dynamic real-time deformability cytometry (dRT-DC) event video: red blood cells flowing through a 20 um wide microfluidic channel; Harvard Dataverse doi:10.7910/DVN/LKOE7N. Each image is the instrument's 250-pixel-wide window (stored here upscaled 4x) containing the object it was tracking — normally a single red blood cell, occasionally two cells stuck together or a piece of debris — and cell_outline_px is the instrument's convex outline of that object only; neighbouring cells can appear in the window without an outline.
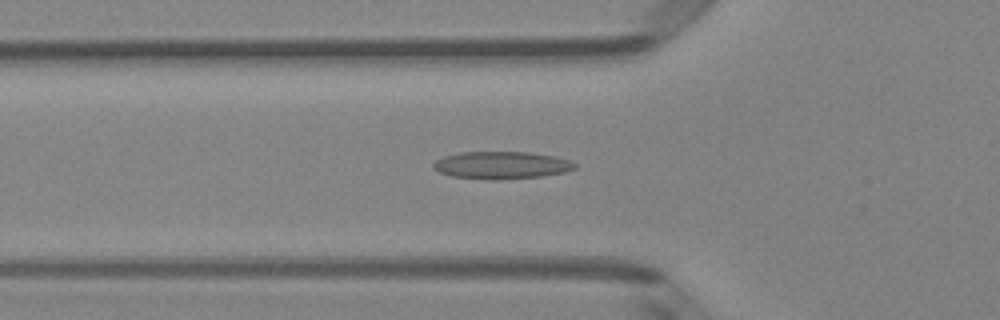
{"species": "Egyptian fruit bat (a non-hibernating species)", "species_latin": "Rousettus aegyptiacus", "temperature_condition": "room temperature", "stored_images_in_passage": 33, "camera_frame_rate_fps": 3000, "um_per_image_px": 0.085, "animal": {"sex": "female"}, "frame": {"image": 1, "passage_image": 4, "time_ms": 1.0, "image_size_px": [1000, 320], "cell_outline_px": [[576, 168], [564, 172], [544, 176], [496, 180], [492, 180], [452, 176], [440, 172], [432, 168], [432, 164], [436, 160], [444, 156], [460, 152], [528, 152], [552, 156], [568, 160], [576, 164]], "centroid_in_image_um": [42.6, 14.04], "position_along_channel_um": 83.2, "area_um2": 22.54}}
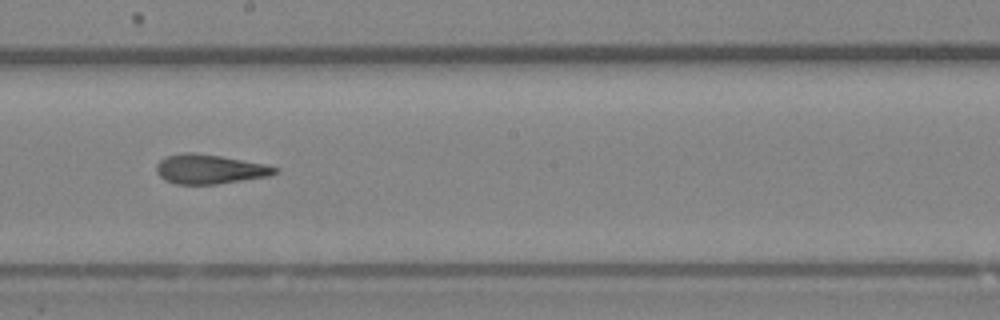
{"frame": {"image": 2, "passage_image": 15, "time_ms": 4.667, "image_size_px": [1000, 320], "cell_outline_px": [[280, 172], [268, 176], [216, 184], [176, 184], [164, 180], [156, 172], [156, 164], [160, 160], [168, 156], [184, 152], [196, 152], [220, 156], [264, 164], [280, 168]], "centroid_in_image_um": [17.81, 14.38], "position_along_channel_um": 230.4, "area_um2": 20.29}}
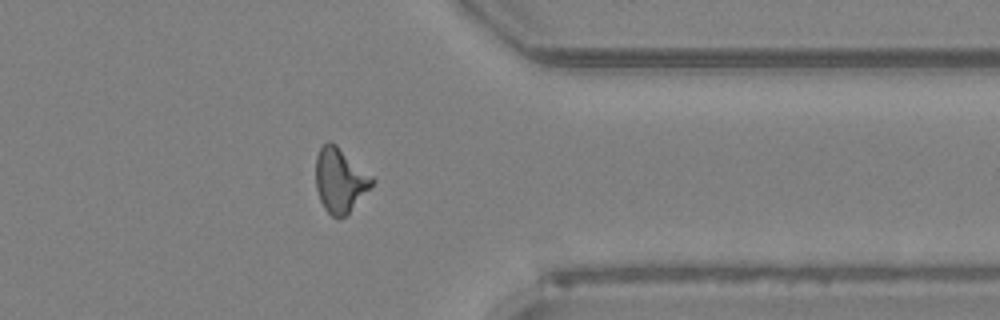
{"frame": {"image": 3, "passage_image": 27, "time_ms": 8.667, "image_size_px": [1000, 320], "cell_outline_px": [[376, 180], [348, 212], [344, 216], [332, 216], [324, 208], [320, 200], [316, 188], [316, 156], [320, 148], [328, 140], [336, 144], [372, 176]], "centroid_in_image_um": [28.88, 15.28], "position_along_channel_um": 382.5, "area_um2": 20.63}}